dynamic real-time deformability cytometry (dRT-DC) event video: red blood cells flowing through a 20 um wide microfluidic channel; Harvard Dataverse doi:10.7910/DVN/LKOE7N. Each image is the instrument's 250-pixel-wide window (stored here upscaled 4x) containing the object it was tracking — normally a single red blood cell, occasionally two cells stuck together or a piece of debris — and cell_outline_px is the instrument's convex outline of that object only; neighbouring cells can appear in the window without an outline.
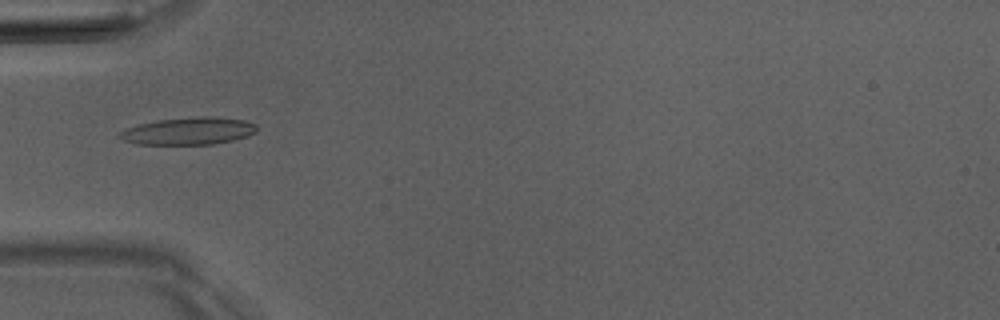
{"species": "Egyptian fruit bat (a non-hibernating species)", "species_latin": "Rousettus aegyptiacus", "temperature_condition": "room temperature", "stored_images_in_passage": 5, "camera_frame_rate_fps": 3000, "um_per_image_px": 0.085, "animal": {"sex": "male"}, "frame": {"image": 1, "passage_image": 4, "time_ms": 3.333, "image_size_px": [1000, 320], "cell_outline_px": [[256, 132], [248, 136], [232, 140], [212, 144], [136, 144], [124, 140], [116, 136], [124, 128], [156, 120], [200, 116], [212, 116], [244, 120], [256, 124]], "centroid_in_image_um": [16.01, 11.13], "position_along_channel_um": 69.0, "area_um2": 21.85}}